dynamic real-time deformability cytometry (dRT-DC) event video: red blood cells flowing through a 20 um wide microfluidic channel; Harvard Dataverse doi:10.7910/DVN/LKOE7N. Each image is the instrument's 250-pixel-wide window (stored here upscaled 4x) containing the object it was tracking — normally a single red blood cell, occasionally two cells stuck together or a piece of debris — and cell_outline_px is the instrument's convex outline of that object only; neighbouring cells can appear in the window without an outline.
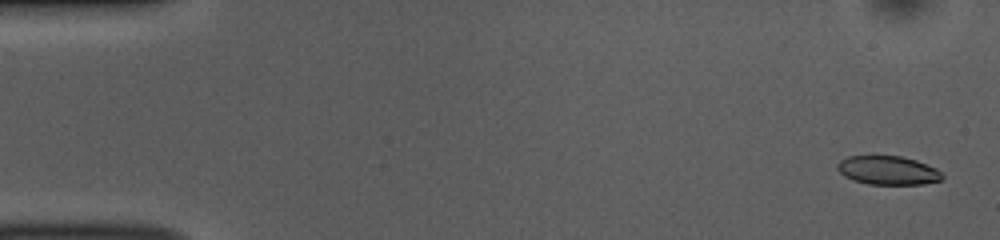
{"species": "common noctule bat (a hibernating species)", "species_latin": "Nyctalus noctula", "temperature_condition": "room temperature", "stored_images_in_passage": 52, "camera_frame_rate_fps": 3000, "um_per_image_px": 0.085, "animal": {"sex": "female", "body_mass_g": 10.0, "forearm_length_mm": 53.1}, "frame": {"image": 1, "passage_image": 2, "time_ms": 0.333, "image_size_px": [1000, 240], "cell_outline_px": [[944, 176], [940, 180], [924, 184], [868, 184], [852, 180], [844, 176], [836, 168], [836, 164], [840, 160], [848, 156], [900, 156], [916, 160], [936, 168]], "centroid_in_image_um": [75.44, 14.48], "position_along_channel_um": 9.6, "area_um2": 17.57}}
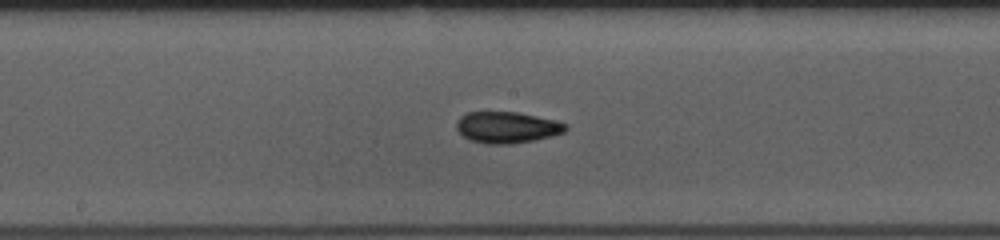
{"frame": {"image": 2, "passage_image": 27, "time_ms": 8.667, "image_size_px": [1000, 240], "cell_outline_px": [[568, 128], [564, 132], [552, 136], [532, 140], [508, 144], [488, 144], [472, 140], [464, 136], [456, 128], [456, 124], [460, 116], [468, 112], [520, 112], [568, 124]], "centroid_in_image_um": [43.1, 10.82], "position_along_channel_um": 205.1, "area_um2": 19.71}}
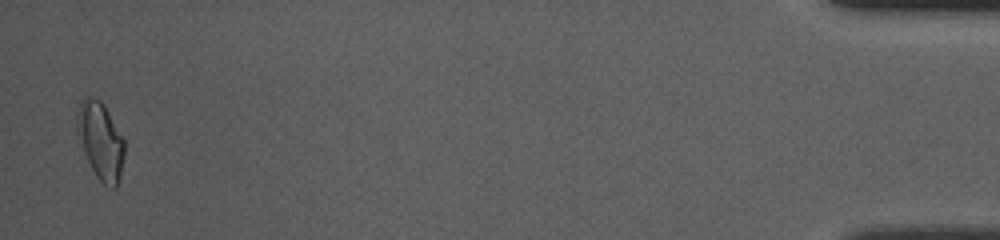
{"frame": {"image": 3, "passage_image": 51, "time_ms": 16.667, "image_size_px": [1000, 240], "cell_outline_px": [[124, 156], [116, 188], [112, 188], [104, 184], [96, 176], [88, 160], [76, 132], [76, 112], [80, 100], [84, 96], [88, 96], [100, 100], [104, 104], [124, 140]], "centroid_in_image_um": [8.52, 11.91], "position_along_channel_um": 426.7, "area_um2": 21.15}, "authors_computed_cell_mechanics": {"area_um2": 19.0451, "velocity_mm_per_s": 3.8701, "shape_relaxation_time_tau1_ms": 8.6209, "shape_relaxation_time_tau2_ms": 2.3054, "deformation_change_tau1": 0.1815, "deformation_change_tau2": 0.0848}}